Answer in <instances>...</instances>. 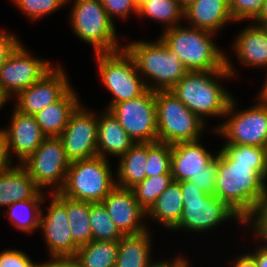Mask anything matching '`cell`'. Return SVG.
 <instances>
[{"mask_svg":"<svg viewBox=\"0 0 267 267\" xmlns=\"http://www.w3.org/2000/svg\"><path fill=\"white\" fill-rule=\"evenodd\" d=\"M217 172H200L193 176L189 181L195 183L201 191L214 195L216 188Z\"/></svg>","mask_w":267,"mask_h":267,"instance_id":"cell-41","label":"cell"},{"mask_svg":"<svg viewBox=\"0 0 267 267\" xmlns=\"http://www.w3.org/2000/svg\"><path fill=\"white\" fill-rule=\"evenodd\" d=\"M44 190L39 191L32 199L16 202L7 206V217L16 229L31 233L39 229L42 209L45 202ZM34 230V231H33Z\"/></svg>","mask_w":267,"mask_h":267,"instance_id":"cell-28","label":"cell"},{"mask_svg":"<svg viewBox=\"0 0 267 267\" xmlns=\"http://www.w3.org/2000/svg\"><path fill=\"white\" fill-rule=\"evenodd\" d=\"M187 259H184L183 257H177L174 260H159L155 263H153L150 267H189V261H186Z\"/></svg>","mask_w":267,"mask_h":267,"instance_id":"cell-46","label":"cell"},{"mask_svg":"<svg viewBox=\"0 0 267 267\" xmlns=\"http://www.w3.org/2000/svg\"><path fill=\"white\" fill-rule=\"evenodd\" d=\"M235 72L226 56L225 70L188 71L170 90L202 121L205 116L223 117L233 97L218 79H230L236 75Z\"/></svg>","mask_w":267,"mask_h":267,"instance_id":"cell-2","label":"cell"},{"mask_svg":"<svg viewBox=\"0 0 267 267\" xmlns=\"http://www.w3.org/2000/svg\"><path fill=\"white\" fill-rule=\"evenodd\" d=\"M71 87L64 68L58 64L38 82L19 92L14 108L23 114L34 116L58 101Z\"/></svg>","mask_w":267,"mask_h":267,"instance_id":"cell-16","label":"cell"},{"mask_svg":"<svg viewBox=\"0 0 267 267\" xmlns=\"http://www.w3.org/2000/svg\"><path fill=\"white\" fill-rule=\"evenodd\" d=\"M40 189L20 164L0 174V207L32 199Z\"/></svg>","mask_w":267,"mask_h":267,"instance_id":"cell-24","label":"cell"},{"mask_svg":"<svg viewBox=\"0 0 267 267\" xmlns=\"http://www.w3.org/2000/svg\"><path fill=\"white\" fill-rule=\"evenodd\" d=\"M19 43L20 41L15 35L0 31V68Z\"/></svg>","mask_w":267,"mask_h":267,"instance_id":"cell-42","label":"cell"},{"mask_svg":"<svg viewBox=\"0 0 267 267\" xmlns=\"http://www.w3.org/2000/svg\"><path fill=\"white\" fill-rule=\"evenodd\" d=\"M191 27L216 34L228 22H234L225 0H195L184 9Z\"/></svg>","mask_w":267,"mask_h":267,"instance_id":"cell-20","label":"cell"},{"mask_svg":"<svg viewBox=\"0 0 267 267\" xmlns=\"http://www.w3.org/2000/svg\"><path fill=\"white\" fill-rule=\"evenodd\" d=\"M233 264V267H257L256 261L249 253L240 255Z\"/></svg>","mask_w":267,"mask_h":267,"instance_id":"cell-47","label":"cell"},{"mask_svg":"<svg viewBox=\"0 0 267 267\" xmlns=\"http://www.w3.org/2000/svg\"><path fill=\"white\" fill-rule=\"evenodd\" d=\"M13 167L4 131L0 128V174Z\"/></svg>","mask_w":267,"mask_h":267,"instance_id":"cell-44","label":"cell"},{"mask_svg":"<svg viewBox=\"0 0 267 267\" xmlns=\"http://www.w3.org/2000/svg\"><path fill=\"white\" fill-rule=\"evenodd\" d=\"M70 162L62 140L59 137H46L38 149L21 165L41 191L51 186L53 191L50 193H56L64 186Z\"/></svg>","mask_w":267,"mask_h":267,"instance_id":"cell-11","label":"cell"},{"mask_svg":"<svg viewBox=\"0 0 267 267\" xmlns=\"http://www.w3.org/2000/svg\"><path fill=\"white\" fill-rule=\"evenodd\" d=\"M179 5L183 8L186 9L191 3H193L195 0H176Z\"/></svg>","mask_w":267,"mask_h":267,"instance_id":"cell-50","label":"cell"},{"mask_svg":"<svg viewBox=\"0 0 267 267\" xmlns=\"http://www.w3.org/2000/svg\"><path fill=\"white\" fill-rule=\"evenodd\" d=\"M98 115V156L106 159L109 154L120 158L135 144V142L121 127L115 116L106 108L104 112L100 114L98 113Z\"/></svg>","mask_w":267,"mask_h":267,"instance_id":"cell-21","label":"cell"},{"mask_svg":"<svg viewBox=\"0 0 267 267\" xmlns=\"http://www.w3.org/2000/svg\"><path fill=\"white\" fill-rule=\"evenodd\" d=\"M123 48L134 60L137 71L149 90H170L188 72L178 54L172 51L160 37L155 42L131 41ZM144 77L153 79L152 85L148 84L149 80Z\"/></svg>","mask_w":267,"mask_h":267,"instance_id":"cell-3","label":"cell"},{"mask_svg":"<svg viewBox=\"0 0 267 267\" xmlns=\"http://www.w3.org/2000/svg\"><path fill=\"white\" fill-rule=\"evenodd\" d=\"M148 143H135L119 159L116 185L132 189L146 178Z\"/></svg>","mask_w":267,"mask_h":267,"instance_id":"cell-25","label":"cell"},{"mask_svg":"<svg viewBox=\"0 0 267 267\" xmlns=\"http://www.w3.org/2000/svg\"><path fill=\"white\" fill-rule=\"evenodd\" d=\"M51 261L34 263L33 267H80L75 256H50Z\"/></svg>","mask_w":267,"mask_h":267,"instance_id":"cell-43","label":"cell"},{"mask_svg":"<svg viewBox=\"0 0 267 267\" xmlns=\"http://www.w3.org/2000/svg\"><path fill=\"white\" fill-rule=\"evenodd\" d=\"M235 105L232 98L224 115L229 118L214 132L227 139L224 145L267 147V105L259 100L246 110L234 112Z\"/></svg>","mask_w":267,"mask_h":267,"instance_id":"cell-10","label":"cell"},{"mask_svg":"<svg viewBox=\"0 0 267 267\" xmlns=\"http://www.w3.org/2000/svg\"><path fill=\"white\" fill-rule=\"evenodd\" d=\"M162 35V36H161ZM160 38L179 56L188 71L226 69V54L213 42V33L177 25L163 31Z\"/></svg>","mask_w":267,"mask_h":267,"instance_id":"cell-4","label":"cell"},{"mask_svg":"<svg viewBox=\"0 0 267 267\" xmlns=\"http://www.w3.org/2000/svg\"><path fill=\"white\" fill-rule=\"evenodd\" d=\"M256 261L257 267H267V244L263 243L262 246L255 250L253 253H249Z\"/></svg>","mask_w":267,"mask_h":267,"instance_id":"cell-45","label":"cell"},{"mask_svg":"<svg viewBox=\"0 0 267 267\" xmlns=\"http://www.w3.org/2000/svg\"><path fill=\"white\" fill-rule=\"evenodd\" d=\"M101 203L124 235H136L149 230L142 223V218L147 216L146 211L139 205L132 189L116 185Z\"/></svg>","mask_w":267,"mask_h":267,"instance_id":"cell-17","label":"cell"},{"mask_svg":"<svg viewBox=\"0 0 267 267\" xmlns=\"http://www.w3.org/2000/svg\"><path fill=\"white\" fill-rule=\"evenodd\" d=\"M138 16H146L156 22L165 23L166 29L180 25L184 18V9L176 0H151L145 2L138 10Z\"/></svg>","mask_w":267,"mask_h":267,"instance_id":"cell-31","label":"cell"},{"mask_svg":"<svg viewBox=\"0 0 267 267\" xmlns=\"http://www.w3.org/2000/svg\"><path fill=\"white\" fill-rule=\"evenodd\" d=\"M265 0H231L229 12L234 22L255 20L263 9Z\"/></svg>","mask_w":267,"mask_h":267,"instance_id":"cell-37","label":"cell"},{"mask_svg":"<svg viewBox=\"0 0 267 267\" xmlns=\"http://www.w3.org/2000/svg\"><path fill=\"white\" fill-rule=\"evenodd\" d=\"M10 127L2 129L5 133L10 157L16 154L19 164L32 155L46 136L32 115H26L13 109Z\"/></svg>","mask_w":267,"mask_h":267,"instance_id":"cell-19","label":"cell"},{"mask_svg":"<svg viewBox=\"0 0 267 267\" xmlns=\"http://www.w3.org/2000/svg\"><path fill=\"white\" fill-rule=\"evenodd\" d=\"M221 150L234 163L252 164L267 179V147L224 145Z\"/></svg>","mask_w":267,"mask_h":267,"instance_id":"cell-33","label":"cell"},{"mask_svg":"<svg viewBox=\"0 0 267 267\" xmlns=\"http://www.w3.org/2000/svg\"><path fill=\"white\" fill-rule=\"evenodd\" d=\"M148 1H151V0H137V5L140 8L145 2H148Z\"/></svg>","mask_w":267,"mask_h":267,"instance_id":"cell-52","label":"cell"},{"mask_svg":"<svg viewBox=\"0 0 267 267\" xmlns=\"http://www.w3.org/2000/svg\"><path fill=\"white\" fill-rule=\"evenodd\" d=\"M21 43L0 68V90L8 99L38 82L54 67L49 61L32 57Z\"/></svg>","mask_w":267,"mask_h":267,"instance_id":"cell-13","label":"cell"},{"mask_svg":"<svg viewBox=\"0 0 267 267\" xmlns=\"http://www.w3.org/2000/svg\"><path fill=\"white\" fill-rule=\"evenodd\" d=\"M119 241L92 240L77 249L80 267H115Z\"/></svg>","mask_w":267,"mask_h":267,"instance_id":"cell-29","label":"cell"},{"mask_svg":"<svg viewBox=\"0 0 267 267\" xmlns=\"http://www.w3.org/2000/svg\"><path fill=\"white\" fill-rule=\"evenodd\" d=\"M200 172H217V154L214 156L196 141L171 145V174L174 181L189 180Z\"/></svg>","mask_w":267,"mask_h":267,"instance_id":"cell-18","label":"cell"},{"mask_svg":"<svg viewBox=\"0 0 267 267\" xmlns=\"http://www.w3.org/2000/svg\"><path fill=\"white\" fill-rule=\"evenodd\" d=\"M214 195L246 223L267 196L266 178L252 164L234 163L221 149L217 152Z\"/></svg>","mask_w":267,"mask_h":267,"instance_id":"cell-1","label":"cell"},{"mask_svg":"<svg viewBox=\"0 0 267 267\" xmlns=\"http://www.w3.org/2000/svg\"><path fill=\"white\" fill-rule=\"evenodd\" d=\"M82 41L91 44L95 53L115 52L123 49L117 41V33L104 5L97 0L74 2L69 19Z\"/></svg>","mask_w":267,"mask_h":267,"instance_id":"cell-9","label":"cell"},{"mask_svg":"<svg viewBox=\"0 0 267 267\" xmlns=\"http://www.w3.org/2000/svg\"><path fill=\"white\" fill-rule=\"evenodd\" d=\"M108 158L95 156L70 162L64 186V196L90 203H101L116 186Z\"/></svg>","mask_w":267,"mask_h":267,"instance_id":"cell-5","label":"cell"},{"mask_svg":"<svg viewBox=\"0 0 267 267\" xmlns=\"http://www.w3.org/2000/svg\"><path fill=\"white\" fill-rule=\"evenodd\" d=\"M258 25L267 27V0H265L261 14L254 20Z\"/></svg>","mask_w":267,"mask_h":267,"instance_id":"cell-48","label":"cell"},{"mask_svg":"<svg viewBox=\"0 0 267 267\" xmlns=\"http://www.w3.org/2000/svg\"><path fill=\"white\" fill-rule=\"evenodd\" d=\"M66 212L74 244L79 248L92 241L90 202L66 197Z\"/></svg>","mask_w":267,"mask_h":267,"instance_id":"cell-30","label":"cell"},{"mask_svg":"<svg viewBox=\"0 0 267 267\" xmlns=\"http://www.w3.org/2000/svg\"><path fill=\"white\" fill-rule=\"evenodd\" d=\"M33 261L22 251L6 249L0 253V267H33Z\"/></svg>","mask_w":267,"mask_h":267,"instance_id":"cell-40","label":"cell"},{"mask_svg":"<svg viewBox=\"0 0 267 267\" xmlns=\"http://www.w3.org/2000/svg\"><path fill=\"white\" fill-rule=\"evenodd\" d=\"M173 182L172 175L146 177L132 188L139 205L147 212L156 199Z\"/></svg>","mask_w":267,"mask_h":267,"instance_id":"cell-34","label":"cell"},{"mask_svg":"<svg viewBox=\"0 0 267 267\" xmlns=\"http://www.w3.org/2000/svg\"><path fill=\"white\" fill-rule=\"evenodd\" d=\"M233 45L242 64L267 69V27L258 24L245 27Z\"/></svg>","mask_w":267,"mask_h":267,"instance_id":"cell-22","label":"cell"},{"mask_svg":"<svg viewBox=\"0 0 267 267\" xmlns=\"http://www.w3.org/2000/svg\"><path fill=\"white\" fill-rule=\"evenodd\" d=\"M255 220V221H254ZM252 223L254 236L267 244V196L260 202L255 213L246 221L245 225Z\"/></svg>","mask_w":267,"mask_h":267,"instance_id":"cell-39","label":"cell"},{"mask_svg":"<svg viewBox=\"0 0 267 267\" xmlns=\"http://www.w3.org/2000/svg\"><path fill=\"white\" fill-rule=\"evenodd\" d=\"M183 195L180 182L174 181L156 199L146 212L147 217L159 222L168 229H173L180 221L183 214Z\"/></svg>","mask_w":267,"mask_h":267,"instance_id":"cell-26","label":"cell"},{"mask_svg":"<svg viewBox=\"0 0 267 267\" xmlns=\"http://www.w3.org/2000/svg\"><path fill=\"white\" fill-rule=\"evenodd\" d=\"M75 90L71 87L58 101L48 105L34 115L46 137H59L68 124L72 112L80 104Z\"/></svg>","mask_w":267,"mask_h":267,"instance_id":"cell-23","label":"cell"},{"mask_svg":"<svg viewBox=\"0 0 267 267\" xmlns=\"http://www.w3.org/2000/svg\"><path fill=\"white\" fill-rule=\"evenodd\" d=\"M89 219L93 240L119 241L124 236L111 220L110 215L102 203H90Z\"/></svg>","mask_w":267,"mask_h":267,"instance_id":"cell-32","label":"cell"},{"mask_svg":"<svg viewBox=\"0 0 267 267\" xmlns=\"http://www.w3.org/2000/svg\"><path fill=\"white\" fill-rule=\"evenodd\" d=\"M79 104L59 138L70 161L98 156V115Z\"/></svg>","mask_w":267,"mask_h":267,"instance_id":"cell-14","label":"cell"},{"mask_svg":"<svg viewBox=\"0 0 267 267\" xmlns=\"http://www.w3.org/2000/svg\"><path fill=\"white\" fill-rule=\"evenodd\" d=\"M258 94V98L260 99V101L267 105V77L260 93Z\"/></svg>","mask_w":267,"mask_h":267,"instance_id":"cell-49","label":"cell"},{"mask_svg":"<svg viewBox=\"0 0 267 267\" xmlns=\"http://www.w3.org/2000/svg\"><path fill=\"white\" fill-rule=\"evenodd\" d=\"M146 177L171 174V144L148 143Z\"/></svg>","mask_w":267,"mask_h":267,"instance_id":"cell-35","label":"cell"},{"mask_svg":"<svg viewBox=\"0 0 267 267\" xmlns=\"http://www.w3.org/2000/svg\"><path fill=\"white\" fill-rule=\"evenodd\" d=\"M108 111L135 143L157 142L155 91L147 89L135 99L113 104Z\"/></svg>","mask_w":267,"mask_h":267,"instance_id":"cell-12","label":"cell"},{"mask_svg":"<svg viewBox=\"0 0 267 267\" xmlns=\"http://www.w3.org/2000/svg\"><path fill=\"white\" fill-rule=\"evenodd\" d=\"M51 204L46 215L41 212L40 226L50 256H75L78 247L72 240L66 212V196L60 192L49 193Z\"/></svg>","mask_w":267,"mask_h":267,"instance_id":"cell-15","label":"cell"},{"mask_svg":"<svg viewBox=\"0 0 267 267\" xmlns=\"http://www.w3.org/2000/svg\"><path fill=\"white\" fill-rule=\"evenodd\" d=\"M105 11L109 19L113 22L112 17L125 19L128 15L134 11L138 15L139 7L137 0H109L104 4Z\"/></svg>","mask_w":267,"mask_h":267,"instance_id":"cell-38","label":"cell"},{"mask_svg":"<svg viewBox=\"0 0 267 267\" xmlns=\"http://www.w3.org/2000/svg\"><path fill=\"white\" fill-rule=\"evenodd\" d=\"M180 188L184 209L173 231L187 229L192 232H205L232 218L245 224L223 201L215 195L201 191L195 183L184 180L180 182Z\"/></svg>","mask_w":267,"mask_h":267,"instance_id":"cell-7","label":"cell"},{"mask_svg":"<svg viewBox=\"0 0 267 267\" xmlns=\"http://www.w3.org/2000/svg\"><path fill=\"white\" fill-rule=\"evenodd\" d=\"M20 11L24 12L31 20H37L50 15L58 8L67 4L66 0H12Z\"/></svg>","mask_w":267,"mask_h":267,"instance_id":"cell-36","label":"cell"},{"mask_svg":"<svg viewBox=\"0 0 267 267\" xmlns=\"http://www.w3.org/2000/svg\"><path fill=\"white\" fill-rule=\"evenodd\" d=\"M9 99L2 93L0 90V108H3V105L8 101Z\"/></svg>","mask_w":267,"mask_h":267,"instance_id":"cell-51","label":"cell"},{"mask_svg":"<svg viewBox=\"0 0 267 267\" xmlns=\"http://www.w3.org/2000/svg\"><path fill=\"white\" fill-rule=\"evenodd\" d=\"M101 82L113 95L107 110L121 103L141 96L147 87L137 71L132 57L123 48L115 52L95 53Z\"/></svg>","mask_w":267,"mask_h":267,"instance_id":"cell-8","label":"cell"},{"mask_svg":"<svg viewBox=\"0 0 267 267\" xmlns=\"http://www.w3.org/2000/svg\"><path fill=\"white\" fill-rule=\"evenodd\" d=\"M155 101L157 142L172 145L200 139L205 121L191 112L171 90L155 91Z\"/></svg>","mask_w":267,"mask_h":267,"instance_id":"cell-6","label":"cell"},{"mask_svg":"<svg viewBox=\"0 0 267 267\" xmlns=\"http://www.w3.org/2000/svg\"><path fill=\"white\" fill-rule=\"evenodd\" d=\"M67 3L70 1V0H66ZM80 1H88V0H74L73 2H80Z\"/></svg>","mask_w":267,"mask_h":267,"instance_id":"cell-54","label":"cell"},{"mask_svg":"<svg viewBox=\"0 0 267 267\" xmlns=\"http://www.w3.org/2000/svg\"><path fill=\"white\" fill-rule=\"evenodd\" d=\"M148 231L124 235L119 240L115 267H150L154 263L150 257L152 238Z\"/></svg>","mask_w":267,"mask_h":267,"instance_id":"cell-27","label":"cell"},{"mask_svg":"<svg viewBox=\"0 0 267 267\" xmlns=\"http://www.w3.org/2000/svg\"><path fill=\"white\" fill-rule=\"evenodd\" d=\"M100 4L104 5L105 3H107L109 0H97Z\"/></svg>","mask_w":267,"mask_h":267,"instance_id":"cell-53","label":"cell"}]
</instances>
